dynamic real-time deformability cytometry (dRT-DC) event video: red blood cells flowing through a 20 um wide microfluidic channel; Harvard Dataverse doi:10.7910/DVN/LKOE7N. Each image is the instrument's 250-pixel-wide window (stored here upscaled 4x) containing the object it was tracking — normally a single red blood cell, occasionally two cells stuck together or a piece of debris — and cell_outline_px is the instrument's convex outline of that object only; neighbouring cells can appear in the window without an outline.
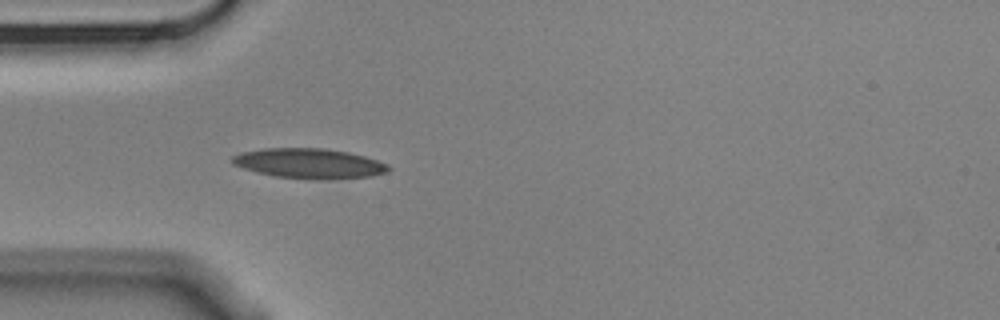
{"species": "Egyptian fruit bat (a non-hibernating species)", "species_latin": "Rousettus aegyptiacus", "temperature_condition": "cold", "stored_images_in_passage": 5, "camera_frame_rate_fps": 3000, "um_per_image_px": 0.085, "animal": {"sex": "male"}, "frame": {"image": 1, "passage_image": 5, "time_ms": 1.333, "image_size_px": [1000, 320], "cell_outline_px": [[392, 168], [388, 172], [372, 176], [336, 180], [316, 180], [272, 176], [256, 172], [232, 164], [228, 160], [232, 156], [240, 152], [264, 148], [324, 148], [348, 152], [364, 156], [388, 164]], "centroid_in_image_um": [26.28, 13.91], "position_along_channel_um": 58.7, "area_um2": 27.86}}